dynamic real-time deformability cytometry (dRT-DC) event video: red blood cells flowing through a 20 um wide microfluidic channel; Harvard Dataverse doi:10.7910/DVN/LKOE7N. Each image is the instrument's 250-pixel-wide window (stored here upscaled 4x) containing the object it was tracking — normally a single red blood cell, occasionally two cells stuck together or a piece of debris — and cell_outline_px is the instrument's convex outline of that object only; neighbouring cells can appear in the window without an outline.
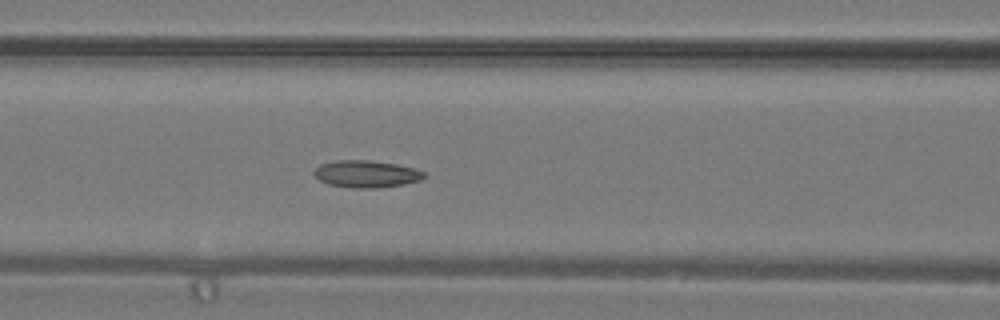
{"species": "common noctule bat (a hibernating species)", "species_latin": "Nyctalus noctula", "temperature_condition": "warm", "stored_images_in_passage": 26, "camera_frame_rate_fps": 3000, "um_per_image_px": 0.085, "animal": {"sex": "male", "body_mass_g": 19.2, "forearm_length_mm": 51.8}, "frame": {"image": 1, "passage_image": 18, "time_ms": 5.667, "image_size_px": [1000, 320], "cell_outline_px": [[428, 176], [420, 180], [404, 184], [376, 188], [352, 188], [328, 184], [320, 180], [312, 172], [320, 164], [336, 160], [368, 160], [396, 164], [416, 168], [424, 172]], "centroid_in_image_um": [31.16, 14.78], "position_along_channel_um": 135.4, "area_um2": 17.46}}
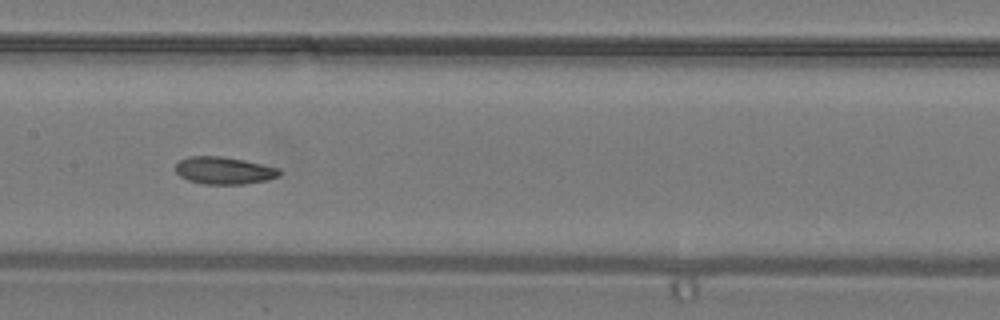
{"frame": {"image": 2, "passage_image": 21, "time_ms": 6.667, "image_size_px": [1000, 320], "cell_outline_px": [[284, 172], [280, 176], [264, 180], [244, 184], [204, 184], [188, 180], [180, 176], [176, 172], [176, 164], [180, 160], [188, 156], [220, 156], [244, 160], [280, 168]], "centroid_in_image_um": [19.07, 14.49], "position_along_channel_um": 188.3, "area_um2": 16.59}}